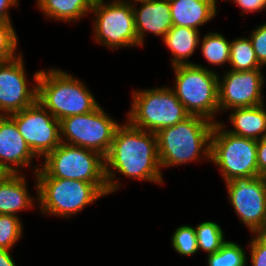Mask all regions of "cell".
Returning <instances> with one entry per match:
<instances>
[{"instance_id":"cell-29","label":"cell","mask_w":266,"mask_h":266,"mask_svg":"<svg viewBox=\"0 0 266 266\" xmlns=\"http://www.w3.org/2000/svg\"><path fill=\"white\" fill-rule=\"evenodd\" d=\"M249 39L255 51L259 64L266 67V22L262 23L249 32Z\"/></svg>"},{"instance_id":"cell-4","label":"cell","mask_w":266,"mask_h":266,"mask_svg":"<svg viewBox=\"0 0 266 266\" xmlns=\"http://www.w3.org/2000/svg\"><path fill=\"white\" fill-rule=\"evenodd\" d=\"M38 182V210L42 215L69 219L105 195L93 184L81 180L49 177L41 168Z\"/></svg>"},{"instance_id":"cell-17","label":"cell","mask_w":266,"mask_h":266,"mask_svg":"<svg viewBox=\"0 0 266 266\" xmlns=\"http://www.w3.org/2000/svg\"><path fill=\"white\" fill-rule=\"evenodd\" d=\"M36 195H30L28 182L23 173H9L0 182V215H15L31 210L38 203V182L34 174Z\"/></svg>"},{"instance_id":"cell-11","label":"cell","mask_w":266,"mask_h":266,"mask_svg":"<svg viewBox=\"0 0 266 266\" xmlns=\"http://www.w3.org/2000/svg\"><path fill=\"white\" fill-rule=\"evenodd\" d=\"M230 205L251 234L266 227V177H236L225 183Z\"/></svg>"},{"instance_id":"cell-28","label":"cell","mask_w":266,"mask_h":266,"mask_svg":"<svg viewBox=\"0 0 266 266\" xmlns=\"http://www.w3.org/2000/svg\"><path fill=\"white\" fill-rule=\"evenodd\" d=\"M18 35L12 22L0 21V61H6L18 56Z\"/></svg>"},{"instance_id":"cell-18","label":"cell","mask_w":266,"mask_h":266,"mask_svg":"<svg viewBox=\"0 0 266 266\" xmlns=\"http://www.w3.org/2000/svg\"><path fill=\"white\" fill-rule=\"evenodd\" d=\"M218 0H169L173 26L200 30L217 15Z\"/></svg>"},{"instance_id":"cell-6","label":"cell","mask_w":266,"mask_h":266,"mask_svg":"<svg viewBox=\"0 0 266 266\" xmlns=\"http://www.w3.org/2000/svg\"><path fill=\"white\" fill-rule=\"evenodd\" d=\"M131 93L132 101L126 120L135 128L157 133L190 115L171 86L134 89Z\"/></svg>"},{"instance_id":"cell-33","label":"cell","mask_w":266,"mask_h":266,"mask_svg":"<svg viewBox=\"0 0 266 266\" xmlns=\"http://www.w3.org/2000/svg\"><path fill=\"white\" fill-rule=\"evenodd\" d=\"M20 0H0V21L12 22L11 16L9 14L10 8L17 7Z\"/></svg>"},{"instance_id":"cell-30","label":"cell","mask_w":266,"mask_h":266,"mask_svg":"<svg viewBox=\"0 0 266 266\" xmlns=\"http://www.w3.org/2000/svg\"><path fill=\"white\" fill-rule=\"evenodd\" d=\"M250 238L251 266H266V238L261 233H253Z\"/></svg>"},{"instance_id":"cell-21","label":"cell","mask_w":266,"mask_h":266,"mask_svg":"<svg viewBox=\"0 0 266 266\" xmlns=\"http://www.w3.org/2000/svg\"><path fill=\"white\" fill-rule=\"evenodd\" d=\"M94 0H36L46 19L57 22H78L91 14Z\"/></svg>"},{"instance_id":"cell-19","label":"cell","mask_w":266,"mask_h":266,"mask_svg":"<svg viewBox=\"0 0 266 266\" xmlns=\"http://www.w3.org/2000/svg\"><path fill=\"white\" fill-rule=\"evenodd\" d=\"M229 121L232 128H226L225 122L219 121L231 134L259 140L266 137V104L255 107L234 108L229 110Z\"/></svg>"},{"instance_id":"cell-3","label":"cell","mask_w":266,"mask_h":266,"mask_svg":"<svg viewBox=\"0 0 266 266\" xmlns=\"http://www.w3.org/2000/svg\"><path fill=\"white\" fill-rule=\"evenodd\" d=\"M84 81L59 68L41 69L37 101L57 120L89 113L100 106Z\"/></svg>"},{"instance_id":"cell-15","label":"cell","mask_w":266,"mask_h":266,"mask_svg":"<svg viewBox=\"0 0 266 266\" xmlns=\"http://www.w3.org/2000/svg\"><path fill=\"white\" fill-rule=\"evenodd\" d=\"M35 158L38 159L19 133L16 123L9 116H0V165L8 173H23V169L33 167L35 174L40 168L35 165Z\"/></svg>"},{"instance_id":"cell-1","label":"cell","mask_w":266,"mask_h":266,"mask_svg":"<svg viewBox=\"0 0 266 266\" xmlns=\"http://www.w3.org/2000/svg\"><path fill=\"white\" fill-rule=\"evenodd\" d=\"M104 161L108 195L122 187L117 173L152 184L164 183L156 133L135 128L127 120L117 128Z\"/></svg>"},{"instance_id":"cell-16","label":"cell","mask_w":266,"mask_h":266,"mask_svg":"<svg viewBox=\"0 0 266 266\" xmlns=\"http://www.w3.org/2000/svg\"><path fill=\"white\" fill-rule=\"evenodd\" d=\"M132 7L139 47L149 33L163 39L173 26L169 0H132Z\"/></svg>"},{"instance_id":"cell-36","label":"cell","mask_w":266,"mask_h":266,"mask_svg":"<svg viewBox=\"0 0 266 266\" xmlns=\"http://www.w3.org/2000/svg\"><path fill=\"white\" fill-rule=\"evenodd\" d=\"M261 234L266 238V227H265L264 230L261 232Z\"/></svg>"},{"instance_id":"cell-34","label":"cell","mask_w":266,"mask_h":266,"mask_svg":"<svg viewBox=\"0 0 266 266\" xmlns=\"http://www.w3.org/2000/svg\"><path fill=\"white\" fill-rule=\"evenodd\" d=\"M11 251L0 249V266H17L11 255Z\"/></svg>"},{"instance_id":"cell-2","label":"cell","mask_w":266,"mask_h":266,"mask_svg":"<svg viewBox=\"0 0 266 266\" xmlns=\"http://www.w3.org/2000/svg\"><path fill=\"white\" fill-rule=\"evenodd\" d=\"M214 122L189 115L174 126L157 133L158 157L163 168L207 160L210 161V140Z\"/></svg>"},{"instance_id":"cell-35","label":"cell","mask_w":266,"mask_h":266,"mask_svg":"<svg viewBox=\"0 0 266 266\" xmlns=\"http://www.w3.org/2000/svg\"><path fill=\"white\" fill-rule=\"evenodd\" d=\"M9 173L0 165V182L8 175Z\"/></svg>"},{"instance_id":"cell-14","label":"cell","mask_w":266,"mask_h":266,"mask_svg":"<svg viewBox=\"0 0 266 266\" xmlns=\"http://www.w3.org/2000/svg\"><path fill=\"white\" fill-rule=\"evenodd\" d=\"M218 75L219 114L234 108L255 107L265 103L263 69L250 71L224 70Z\"/></svg>"},{"instance_id":"cell-23","label":"cell","mask_w":266,"mask_h":266,"mask_svg":"<svg viewBox=\"0 0 266 266\" xmlns=\"http://www.w3.org/2000/svg\"><path fill=\"white\" fill-rule=\"evenodd\" d=\"M228 70L250 71L263 69L259 64L249 37H238L231 40Z\"/></svg>"},{"instance_id":"cell-25","label":"cell","mask_w":266,"mask_h":266,"mask_svg":"<svg viewBox=\"0 0 266 266\" xmlns=\"http://www.w3.org/2000/svg\"><path fill=\"white\" fill-rule=\"evenodd\" d=\"M207 266H248V255L239 243L227 241L217 252L207 255Z\"/></svg>"},{"instance_id":"cell-13","label":"cell","mask_w":266,"mask_h":266,"mask_svg":"<svg viewBox=\"0 0 266 266\" xmlns=\"http://www.w3.org/2000/svg\"><path fill=\"white\" fill-rule=\"evenodd\" d=\"M24 61L21 52L13 59L0 61V116L17 113L37 101V79L41 69L34 73L35 83L31 84Z\"/></svg>"},{"instance_id":"cell-22","label":"cell","mask_w":266,"mask_h":266,"mask_svg":"<svg viewBox=\"0 0 266 266\" xmlns=\"http://www.w3.org/2000/svg\"><path fill=\"white\" fill-rule=\"evenodd\" d=\"M202 38L199 44H201L202 55L208 64L214 67L222 66V68L229 64L231 40L228 41L223 34L216 31H209Z\"/></svg>"},{"instance_id":"cell-5","label":"cell","mask_w":266,"mask_h":266,"mask_svg":"<svg viewBox=\"0 0 266 266\" xmlns=\"http://www.w3.org/2000/svg\"><path fill=\"white\" fill-rule=\"evenodd\" d=\"M175 85L171 87L190 115H198L217 123L219 88L217 70L200 63L171 68ZM216 118V119H215Z\"/></svg>"},{"instance_id":"cell-24","label":"cell","mask_w":266,"mask_h":266,"mask_svg":"<svg viewBox=\"0 0 266 266\" xmlns=\"http://www.w3.org/2000/svg\"><path fill=\"white\" fill-rule=\"evenodd\" d=\"M198 242V251H204L207 255L217 252L228 240L217 222L202 221L194 226Z\"/></svg>"},{"instance_id":"cell-26","label":"cell","mask_w":266,"mask_h":266,"mask_svg":"<svg viewBox=\"0 0 266 266\" xmlns=\"http://www.w3.org/2000/svg\"><path fill=\"white\" fill-rule=\"evenodd\" d=\"M23 223L19 216L0 215V249L11 250L22 239Z\"/></svg>"},{"instance_id":"cell-12","label":"cell","mask_w":266,"mask_h":266,"mask_svg":"<svg viewBox=\"0 0 266 266\" xmlns=\"http://www.w3.org/2000/svg\"><path fill=\"white\" fill-rule=\"evenodd\" d=\"M34 155L43 160L61 142L60 121L38 101L9 115Z\"/></svg>"},{"instance_id":"cell-7","label":"cell","mask_w":266,"mask_h":266,"mask_svg":"<svg viewBox=\"0 0 266 266\" xmlns=\"http://www.w3.org/2000/svg\"><path fill=\"white\" fill-rule=\"evenodd\" d=\"M40 168L49 177L93 183L108 196L104 156L96 151L61 143L42 160Z\"/></svg>"},{"instance_id":"cell-20","label":"cell","mask_w":266,"mask_h":266,"mask_svg":"<svg viewBox=\"0 0 266 266\" xmlns=\"http://www.w3.org/2000/svg\"><path fill=\"white\" fill-rule=\"evenodd\" d=\"M201 31L182 26H172L162 39L171 52V67L194 65L189 61L200 45Z\"/></svg>"},{"instance_id":"cell-10","label":"cell","mask_w":266,"mask_h":266,"mask_svg":"<svg viewBox=\"0 0 266 266\" xmlns=\"http://www.w3.org/2000/svg\"><path fill=\"white\" fill-rule=\"evenodd\" d=\"M101 105L86 114L60 120L61 142L90 149L106 156L121 125Z\"/></svg>"},{"instance_id":"cell-8","label":"cell","mask_w":266,"mask_h":266,"mask_svg":"<svg viewBox=\"0 0 266 266\" xmlns=\"http://www.w3.org/2000/svg\"><path fill=\"white\" fill-rule=\"evenodd\" d=\"M210 162L215 164L224 183L236 177H258L257 140L231 134L214 124L210 140Z\"/></svg>"},{"instance_id":"cell-27","label":"cell","mask_w":266,"mask_h":266,"mask_svg":"<svg viewBox=\"0 0 266 266\" xmlns=\"http://www.w3.org/2000/svg\"><path fill=\"white\" fill-rule=\"evenodd\" d=\"M170 240L173 249L182 256H193L199 252L195 228L191 225L178 226Z\"/></svg>"},{"instance_id":"cell-31","label":"cell","mask_w":266,"mask_h":266,"mask_svg":"<svg viewBox=\"0 0 266 266\" xmlns=\"http://www.w3.org/2000/svg\"><path fill=\"white\" fill-rule=\"evenodd\" d=\"M232 1L242 10L240 14L256 13L266 10V0H227Z\"/></svg>"},{"instance_id":"cell-32","label":"cell","mask_w":266,"mask_h":266,"mask_svg":"<svg viewBox=\"0 0 266 266\" xmlns=\"http://www.w3.org/2000/svg\"><path fill=\"white\" fill-rule=\"evenodd\" d=\"M257 165L261 177H266V137L257 141Z\"/></svg>"},{"instance_id":"cell-9","label":"cell","mask_w":266,"mask_h":266,"mask_svg":"<svg viewBox=\"0 0 266 266\" xmlns=\"http://www.w3.org/2000/svg\"><path fill=\"white\" fill-rule=\"evenodd\" d=\"M94 0L93 39L109 50L139 47L132 1Z\"/></svg>"}]
</instances>
